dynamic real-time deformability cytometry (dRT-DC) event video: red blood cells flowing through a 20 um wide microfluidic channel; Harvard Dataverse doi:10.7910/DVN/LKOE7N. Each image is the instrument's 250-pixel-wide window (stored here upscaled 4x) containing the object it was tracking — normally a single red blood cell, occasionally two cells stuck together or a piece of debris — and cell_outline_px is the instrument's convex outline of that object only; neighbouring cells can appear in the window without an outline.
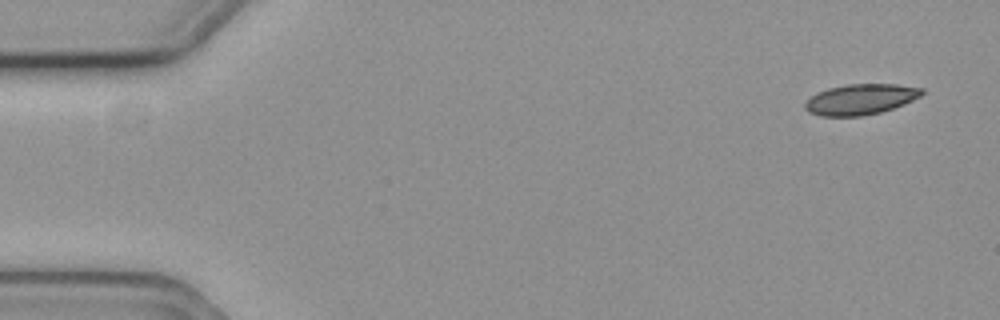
{"species": "common noctule bat (a hibernating species)", "species_latin": "Nyctalus noctula", "temperature_condition": "cold", "stored_images_in_passage": 6, "segment_of_instrument_passage": [1, 2], "camera_frame_rate_fps": 3000, "um_per_image_px": 0.085, "animal": {"sex": "female", "body_mass_g": 19.3, "forearm_length_mm": 54.1}, "frame": {"image": 1, "passage_image": 1, "time_ms": 0.0, "image_size_px": [1000, 320], "cell_outline_px": [[924, 92], [920, 96], [904, 104], [880, 112], [860, 116], [820, 116], [808, 112], [804, 108], [804, 104], [816, 92], [828, 88], [848, 84], [896, 84], [924, 88]], "centroid_in_image_um": [73.13, 8.44], "position_along_channel_um": 11.9, "area_um2": 20.81}}
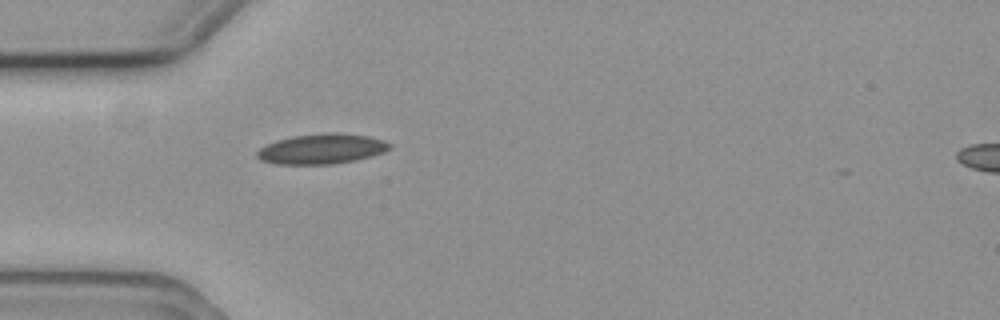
{"frame": {"image": 2, "passage_image": 5, "time_ms": 1.333, "image_size_px": [1000, 320], "cell_outline_px": [[392, 148], [384, 152], [372, 156], [356, 160], [332, 164], [276, 164], [260, 160], [256, 156], [256, 152], [260, 148], [276, 140], [292, 136], [328, 132], [340, 132], [368, 136], [384, 140], [392, 144]], "centroid_in_image_um": [27.37, 12.65], "position_along_channel_um": 57.6, "area_um2": 23.52}}